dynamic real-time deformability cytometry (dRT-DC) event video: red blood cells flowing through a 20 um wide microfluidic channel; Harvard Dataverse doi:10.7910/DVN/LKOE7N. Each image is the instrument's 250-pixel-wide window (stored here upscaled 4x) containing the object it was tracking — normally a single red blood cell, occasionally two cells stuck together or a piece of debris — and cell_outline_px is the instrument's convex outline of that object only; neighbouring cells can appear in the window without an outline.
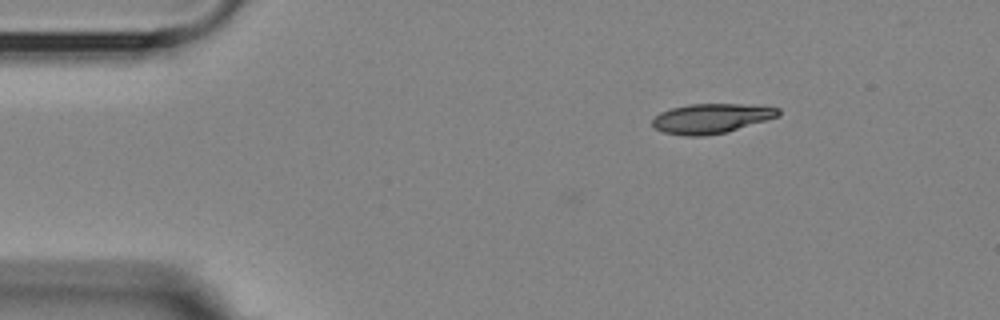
{"species": "Egyptian fruit bat (a non-hibernating species)", "species_latin": "Rousettus aegyptiacus", "temperature_condition": "room temperature", "stored_images_in_passage": 3, "camera_frame_rate_fps": 3000, "um_per_image_px": 0.085, "animal": {"sex": "female"}, "frame": {"image": 1, "passage_image": 1, "time_ms": 0.0, "image_size_px": [1000, 320], "cell_outline_px": [[780, 116], [728, 132], [700, 136], [688, 136], [664, 132], [656, 128], [652, 124], [652, 120], [660, 112], [672, 108], [688, 104], [740, 104], [780, 108]], "centroid_in_image_um": [60.48, 10.07], "position_along_channel_um": 24.5, "area_um2": 21.68}}